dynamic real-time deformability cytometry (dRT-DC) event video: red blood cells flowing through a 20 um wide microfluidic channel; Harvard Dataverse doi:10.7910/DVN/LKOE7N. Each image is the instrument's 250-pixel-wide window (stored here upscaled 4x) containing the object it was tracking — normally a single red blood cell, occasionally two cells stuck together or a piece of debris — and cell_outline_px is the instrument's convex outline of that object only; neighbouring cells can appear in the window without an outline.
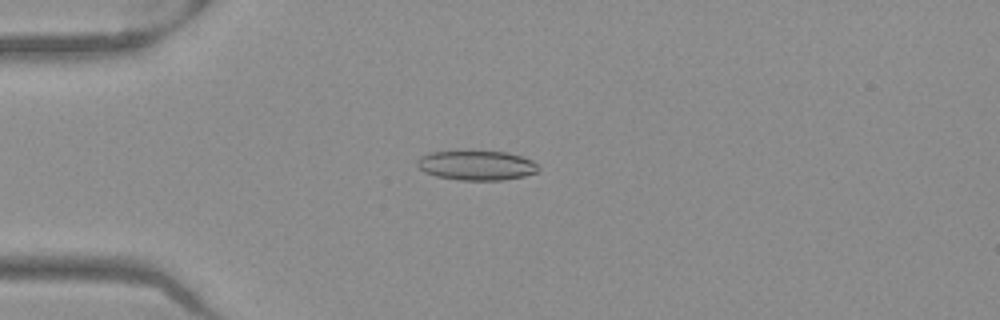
{"species": "Egyptian fruit bat (a non-hibernating species)", "species_latin": "Rousettus aegyptiacus", "temperature_condition": "warm", "stored_images_in_passage": 52, "camera_frame_rate_fps": 3000, "um_per_image_px": 0.085, "frame": {"image": 1, "passage_image": 14, "time_ms": 4.333, "image_size_px": [1000, 320], "cell_outline_px": [[540, 168], [536, 172], [524, 176], [500, 180], [460, 180], [436, 176], [424, 172], [416, 164], [416, 160], [420, 156], [428, 152], [472, 148], [508, 152], [532, 160]], "centroid_in_image_um": [40.45, 14.0], "position_along_channel_um": 44.5, "area_um2": 21.85}}
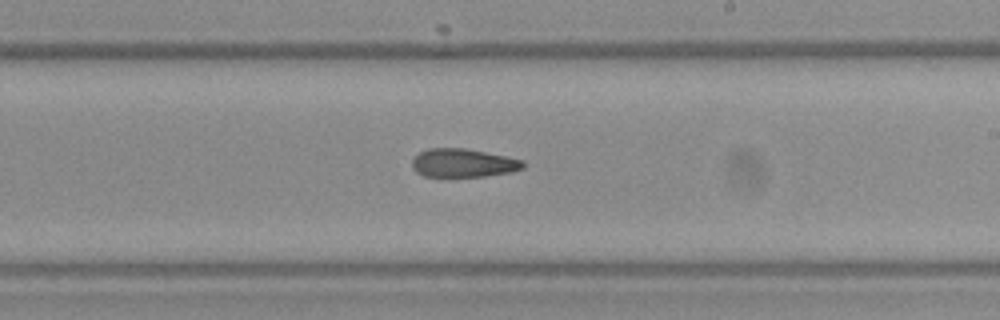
{"frame": {"image": 2, "passage_image": 31, "time_ms": 10.0, "image_size_px": [1000, 320], "cell_outline_px": [[524, 168], [512, 172], [488, 176], [424, 176], [416, 172], [412, 168], [412, 156], [428, 148], [464, 148], [524, 160]], "centroid_in_image_um": [39.35, 13.85], "position_along_channel_um": 249.7, "area_um2": 18.44}}
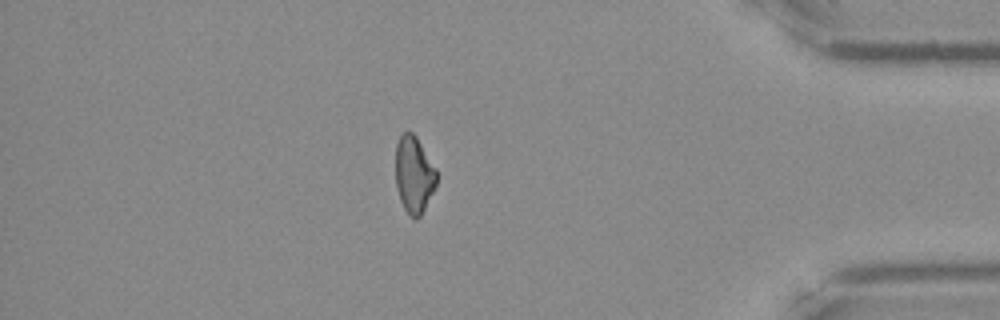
{"frame": {"image": 3, "passage_image": 45, "time_ms": 14.667, "image_size_px": [1000, 320], "cell_outline_px": [[436, 184], [420, 216], [416, 220], [412, 220], [404, 208], [400, 200], [396, 188], [396, 144], [400, 136], [404, 132], [412, 132], [416, 136], [436, 168]], "centroid_in_image_um": [35.17, 14.85], "position_along_channel_um": 400.0, "area_um2": 18.26}, "authors_computed_cell_mechanics": {"area_um2": 19.5942, "velocity_mm_per_s": 3.991, "shape_relaxation_time_tau1_ms": null, "shape_relaxation_time_tau2_ms": 5.4746, "deformation_change_tau1": null, "deformation_change_tau2": 0.1405}}